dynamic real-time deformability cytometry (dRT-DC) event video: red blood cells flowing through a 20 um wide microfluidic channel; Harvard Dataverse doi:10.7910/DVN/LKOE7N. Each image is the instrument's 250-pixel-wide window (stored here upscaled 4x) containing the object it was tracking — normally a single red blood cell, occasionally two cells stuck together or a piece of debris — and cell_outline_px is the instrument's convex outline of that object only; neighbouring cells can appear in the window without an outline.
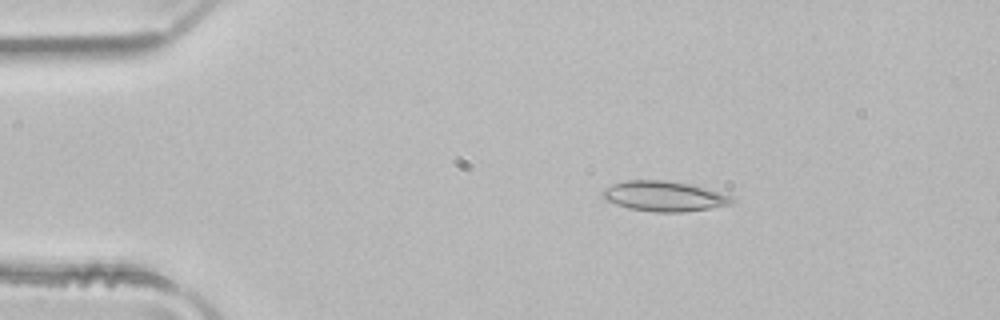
{"species": "common noctule bat (a hibernating species)", "species_latin": "Nyctalus noctula", "temperature_condition": "room temperature", "stored_images_in_passage": 3, "camera_frame_rate_fps": 3000, "um_per_image_px": 0.085, "animal": {"sex": "male", "body_mass_g": 21.5, "forearm_length_mm": 52.0}, "frame": {"image": 1, "passage_image": 2, "time_ms": 0.333, "image_size_px": [1000, 320], "cell_outline_px": [[736, 200], [732, 204], [684, 212], [656, 212], [628, 208], [604, 200], [600, 196], [600, 192], [604, 188], [612, 184], [628, 180], [664, 180], [692, 184], [728, 196]], "centroid_in_image_um": [56.36, 16.67], "position_along_channel_um": 28.6, "area_um2": 22.66}}